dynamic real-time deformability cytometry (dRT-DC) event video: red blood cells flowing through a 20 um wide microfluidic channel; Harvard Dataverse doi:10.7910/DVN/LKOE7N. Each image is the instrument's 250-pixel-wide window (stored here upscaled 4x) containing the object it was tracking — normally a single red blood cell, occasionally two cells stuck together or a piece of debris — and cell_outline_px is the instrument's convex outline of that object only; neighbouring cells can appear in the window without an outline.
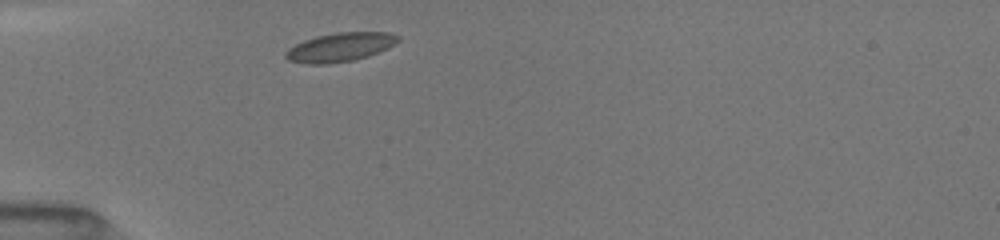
{"species": "common noctule bat (a hibernating species)", "species_latin": "Nyctalus noctula", "temperature_condition": "room temperature", "stored_images_in_passage": 27, "camera_frame_rate_fps": 3000, "um_per_image_px": 0.085, "animal": {"sex": "female", "body_mass_g": 19.5, "forearm_length_mm": 54.1}, "frame": {"image": 1, "passage_image": 1, "time_ms": 0.0, "image_size_px": [1000, 240], "cell_outline_px": [[400, 40], [396, 44], [388, 48], [368, 56], [352, 60], [328, 64], [308, 64], [288, 60], [284, 56], [284, 52], [288, 48], [304, 40], [316, 36], [340, 32], [388, 32], [400, 36]], "centroid_in_image_um": [28.92, 4.01], "position_along_channel_um": 56.1, "area_um2": 18.96}}
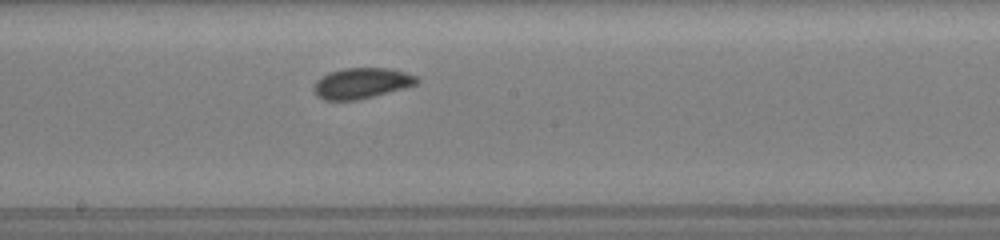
{"frame": {"image": 2, "passage_image": 10, "time_ms": 4.333, "image_size_px": [1000, 240], "cell_outline_px": [[420, 80], [416, 84], [404, 88], [356, 100], [324, 100], [316, 96], [312, 88], [316, 80], [328, 72], [344, 68], [388, 68], [404, 72], [416, 76]], "centroid_in_image_um": [30.68, 7.07], "position_along_channel_um": 217.5, "area_um2": 18.38}}
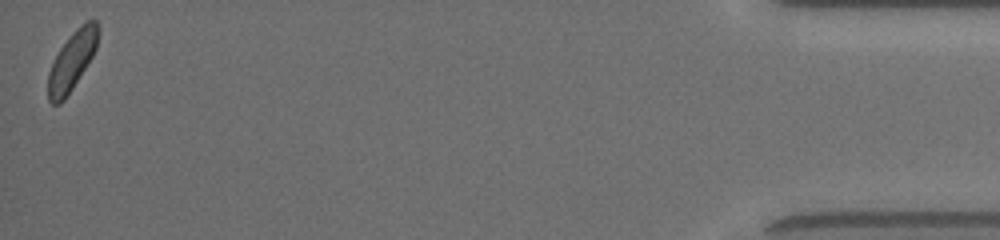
{"frame": {"image": 3, "passage_image": 27, "time_ms": 11.667, "image_size_px": [1000, 240], "cell_outline_px": [[96, 48], [92, 56], [72, 88], [64, 100], [60, 104], [52, 104], [48, 100], [48, 72], [60, 48], [76, 28], [80, 24], [88, 20], [96, 20]], "centroid_in_image_um": [6.07, 5.21], "position_along_channel_um": 429.1, "area_um2": 16.47}, "authors_computed_cell_mechanics": {"area_um2": 17.918, "velocity_mm_per_s": 4.0117, "shape_relaxation_time_tau1_ms": 1.6605, "shape_relaxation_time_tau2_ms": 6.8847, "deformation_change_tau1": 0.0577, "deformation_change_tau2": 0.0592}}